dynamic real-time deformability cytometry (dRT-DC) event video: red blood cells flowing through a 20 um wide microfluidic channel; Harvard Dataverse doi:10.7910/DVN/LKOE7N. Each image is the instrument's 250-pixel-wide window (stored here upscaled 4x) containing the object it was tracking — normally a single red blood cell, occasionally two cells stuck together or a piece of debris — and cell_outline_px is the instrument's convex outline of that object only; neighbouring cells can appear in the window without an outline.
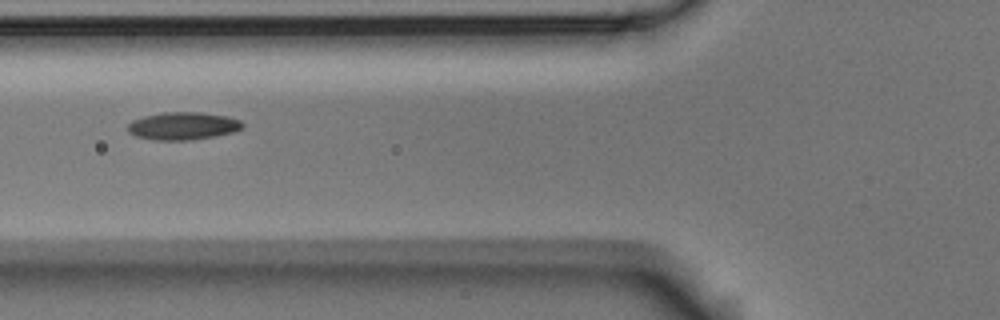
{"species": "Egyptian fruit bat (a non-hibernating species)", "species_latin": "Rousettus aegyptiacus", "temperature_condition": "room temperature", "stored_images_in_passage": 10, "camera_frame_rate_fps": 3000, "um_per_image_px": 0.085, "animal": {"sex": "male"}, "frame": {"image": 1, "passage_image": 6, "time_ms": 1.667, "image_size_px": [1000, 320], "cell_outline_px": [[244, 128], [232, 132], [216, 136], [192, 140], [156, 140], [136, 136], [128, 132], [128, 124], [132, 120], [144, 116], [160, 112], [200, 112], [228, 116], [240, 120], [244, 124]], "centroid_in_image_um": [15.57, 10.7], "position_along_channel_um": 110.2, "area_um2": 18.67}}
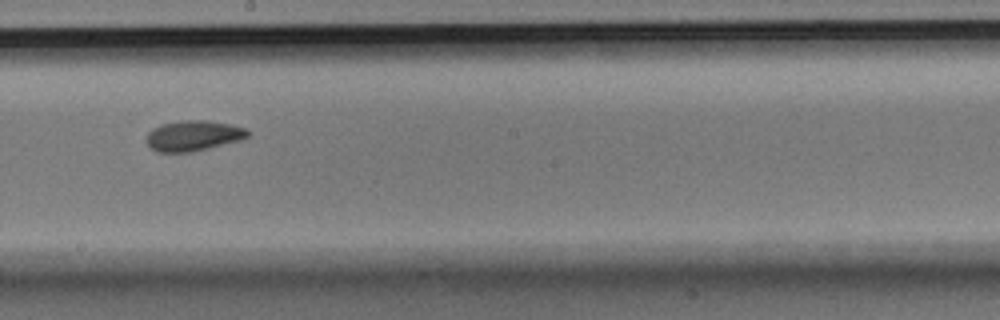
{"frame": {"image": 2, "passage_image": 9, "time_ms": 2.667, "image_size_px": [1000, 320], "cell_outline_px": [[248, 136], [240, 140], [192, 152], [156, 152], [148, 144], [144, 136], [152, 128], [160, 124], [180, 120], [208, 120], [228, 124], [244, 128], [248, 132]], "centroid_in_image_um": [16.36, 11.53], "position_along_channel_um": 231.8, "area_um2": 17.98}}
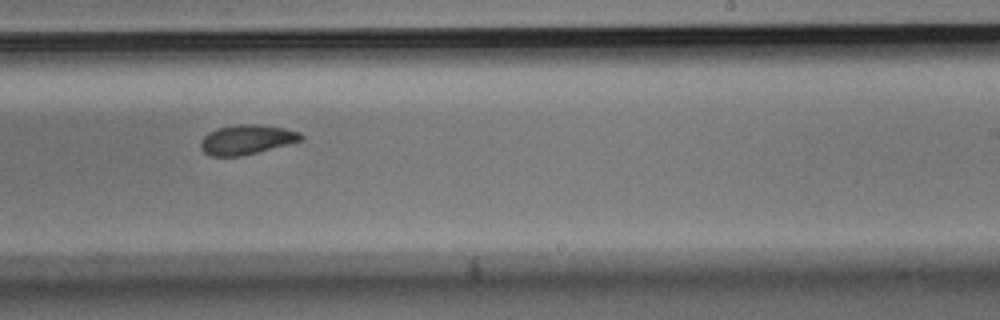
{"frame": {"image": 3, "passage_image": 10, "time_ms": 3.0, "image_size_px": [1000, 320], "cell_outline_px": [[304, 140], [240, 156], [208, 156], [200, 148], [200, 140], [208, 132], [216, 128], [240, 124], [260, 124], [284, 128], [300, 132], [304, 136]], "centroid_in_image_um": [20.95, 11.86], "position_along_channel_um": 268.0, "area_um2": 17.4}}